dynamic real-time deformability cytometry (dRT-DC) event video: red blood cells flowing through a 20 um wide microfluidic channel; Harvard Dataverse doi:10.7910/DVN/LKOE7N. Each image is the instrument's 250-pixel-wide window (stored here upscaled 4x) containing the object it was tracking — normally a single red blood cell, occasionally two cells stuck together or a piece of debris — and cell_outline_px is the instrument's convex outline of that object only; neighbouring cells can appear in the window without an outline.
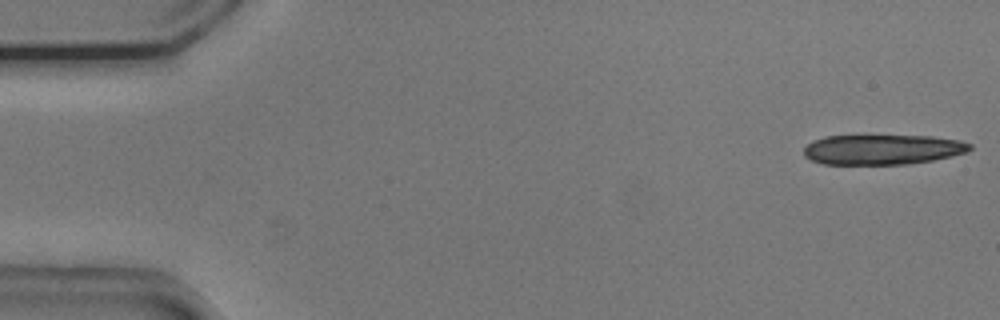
{"species": "common noctule bat (a hibernating species)", "species_latin": "Nyctalus noctula", "temperature_condition": "cold", "stored_images_in_passage": 7, "camera_frame_rate_fps": 3000, "um_per_image_px": 0.085, "animal": {"sex": "male", "body_mass_g": 20.5, "forearm_length_mm": 52.5}, "frame": {"image": 1, "passage_image": 1, "time_ms": 0.0, "image_size_px": [1000, 320], "cell_outline_px": [[972, 148], [968, 152], [952, 156], [932, 160], [908, 164], [824, 164], [812, 160], [804, 156], [804, 148], [812, 140], [824, 136], [932, 136], [960, 140], [972, 144]], "centroid_in_image_um": [75.03, 12.7], "position_along_channel_um": 10.0, "area_um2": 29.13}}